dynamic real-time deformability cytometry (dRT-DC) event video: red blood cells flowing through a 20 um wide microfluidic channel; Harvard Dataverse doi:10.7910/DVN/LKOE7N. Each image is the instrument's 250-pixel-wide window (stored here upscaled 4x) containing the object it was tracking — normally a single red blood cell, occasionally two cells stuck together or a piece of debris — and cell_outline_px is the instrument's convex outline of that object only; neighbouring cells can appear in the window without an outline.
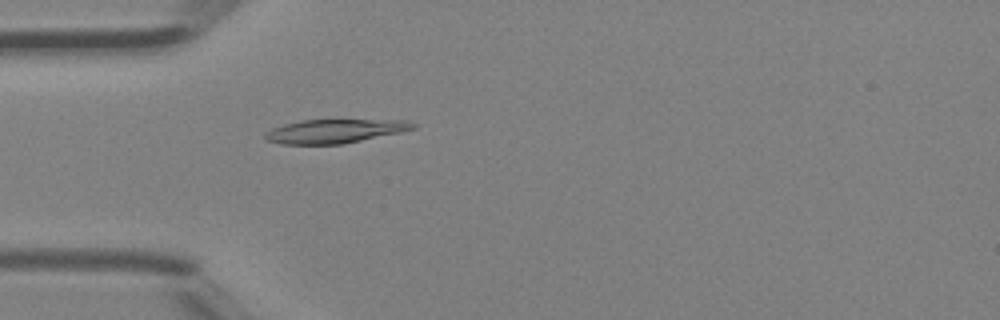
{"species": "Egyptian fruit bat (a non-hibernating species)", "species_latin": "Rousettus aegyptiacus", "temperature_condition": "room temperature", "stored_images_in_passage": 1, "camera_frame_rate_fps": 3000, "um_per_image_px": 0.085, "animal": {"sex": "female"}, "frame": {"image": 1, "passage_image": 1, "time_ms": 0.0, "image_size_px": [1000, 320], "cell_outline_px": [[420, 124], [416, 128], [400, 132], [344, 144], [280, 144], [264, 140], [264, 132], [272, 128], [284, 124], [300, 120], [408, 120]], "centroid_in_image_um": [28.46, 11.14], "position_along_channel_um": 56.5, "area_um2": 20.75}}